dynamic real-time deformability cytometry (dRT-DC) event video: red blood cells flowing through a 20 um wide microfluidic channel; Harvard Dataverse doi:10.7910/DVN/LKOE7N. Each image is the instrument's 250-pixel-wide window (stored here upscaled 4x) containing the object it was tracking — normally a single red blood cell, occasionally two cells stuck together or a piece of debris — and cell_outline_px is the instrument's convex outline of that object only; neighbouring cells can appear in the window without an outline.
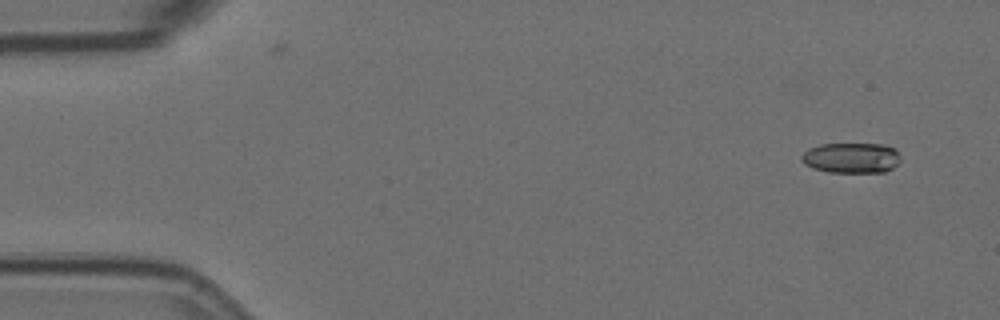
{"species": "Egyptian fruit bat (a non-hibernating species)", "species_latin": "Rousettus aegyptiacus", "temperature_condition": "room temperature", "stored_images_in_passage": 42, "camera_frame_rate_fps": 3000, "um_per_image_px": 0.085, "animal": {"sex": "female"}, "frame": {"image": 1, "passage_image": 1, "time_ms": 0.0, "image_size_px": [1000, 320], "cell_outline_px": [[900, 160], [892, 168], [884, 172], [828, 172], [812, 168], [804, 164], [800, 160], [800, 156], [808, 148], [820, 144], [884, 144], [896, 148], [900, 156]], "centroid_in_image_um": [72.34, 13.41], "position_along_channel_um": 12.7, "area_um2": 17.74}}
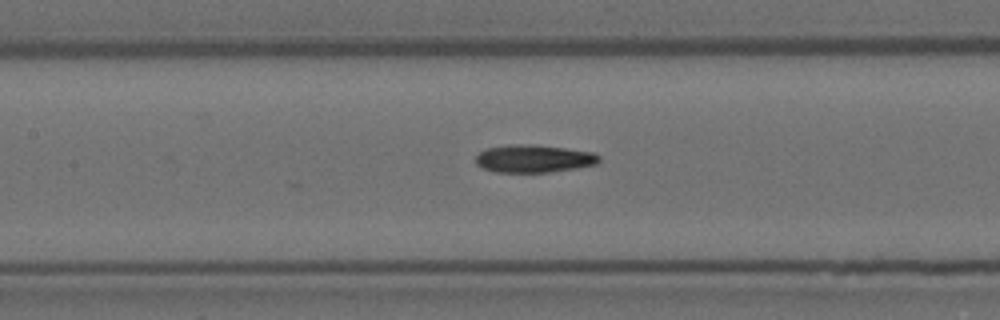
{"frame": {"image": 2, "passage_image": 23, "time_ms": 7.333, "image_size_px": [1000, 320], "cell_outline_px": [[600, 160], [596, 164], [576, 168], [548, 172], [496, 172], [484, 168], [476, 164], [476, 156], [480, 152], [488, 148], [508, 144], [532, 144], [564, 148], [592, 152], [600, 156]], "centroid_in_image_um": [45.37, 13.48], "position_along_channel_um": 162.0, "area_um2": 19.83}}
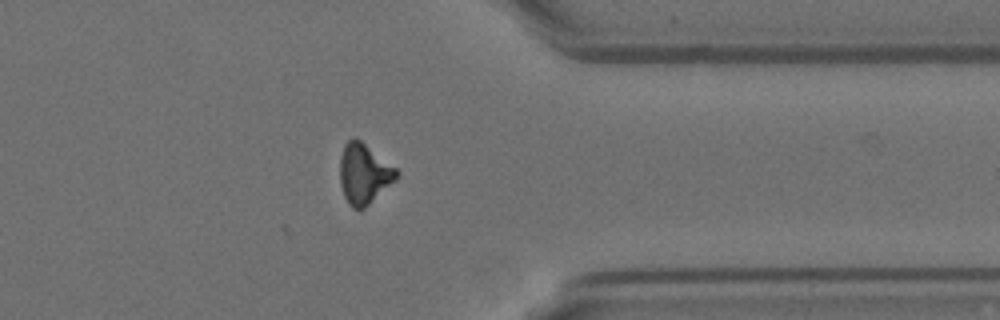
{"frame": {"image": 3, "passage_image": 42, "time_ms": 13.667, "image_size_px": [1000, 320], "cell_outline_px": [[400, 172], [396, 180], [364, 208], [352, 208], [348, 204], [344, 196], [340, 184], [340, 160], [344, 144], [352, 136], [356, 136], [396, 168]], "centroid_in_image_um": [30.93, 14.74], "position_along_channel_um": 380.5, "area_um2": 19.94}, "authors_computed_cell_mechanics": {"area_um2": 19.4786, "velocity_mm_per_s": 3.609, "shape_relaxation_time_tau1_ms": null, "shape_relaxation_time_tau2_ms": 10.0551, "deformation_change_tau1": null, "deformation_change_tau2": 0.2178}}